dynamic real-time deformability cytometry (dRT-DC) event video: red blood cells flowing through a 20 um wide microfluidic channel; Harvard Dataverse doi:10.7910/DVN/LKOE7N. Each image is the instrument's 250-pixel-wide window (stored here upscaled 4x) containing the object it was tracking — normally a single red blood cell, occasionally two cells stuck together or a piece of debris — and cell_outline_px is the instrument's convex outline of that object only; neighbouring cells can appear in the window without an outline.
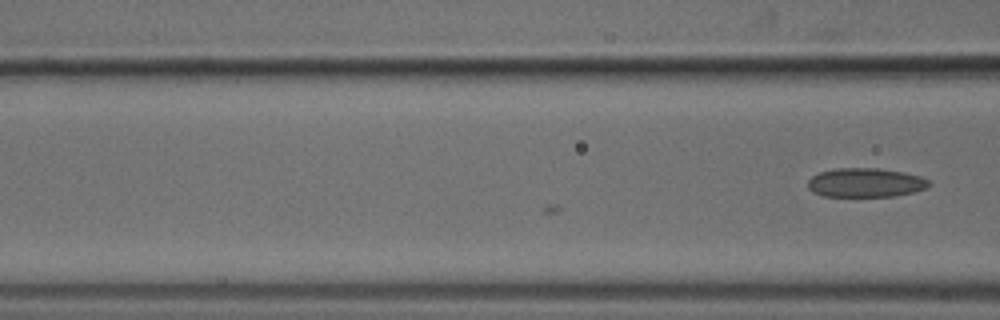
{"species": "common noctule bat (a hibernating species)", "species_latin": "Nyctalus noctula", "temperature_condition": "cold", "stored_images_in_passage": 5, "camera_frame_rate_fps": 3000, "um_per_image_px": 0.085, "animal": {"sex": "male", "body_mass_g": 18.8}, "frame": {"image": 1, "passage_image": 5, "time_ms": 1.333, "image_size_px": [1000, 320], "cell_outline_px": [[928, 188], [916, 192], [896, 196], [824, 196], [812, 192], [808, 188], [808, 180], [812, 176], [820, 172], [836, 168], [880, 168], [904, 172], [920, 176], [928, 180]], "centroid_in_image_um": [73.57, 15.52], "position_along_channel_um": 93.0, "area_um2": 20.63}}